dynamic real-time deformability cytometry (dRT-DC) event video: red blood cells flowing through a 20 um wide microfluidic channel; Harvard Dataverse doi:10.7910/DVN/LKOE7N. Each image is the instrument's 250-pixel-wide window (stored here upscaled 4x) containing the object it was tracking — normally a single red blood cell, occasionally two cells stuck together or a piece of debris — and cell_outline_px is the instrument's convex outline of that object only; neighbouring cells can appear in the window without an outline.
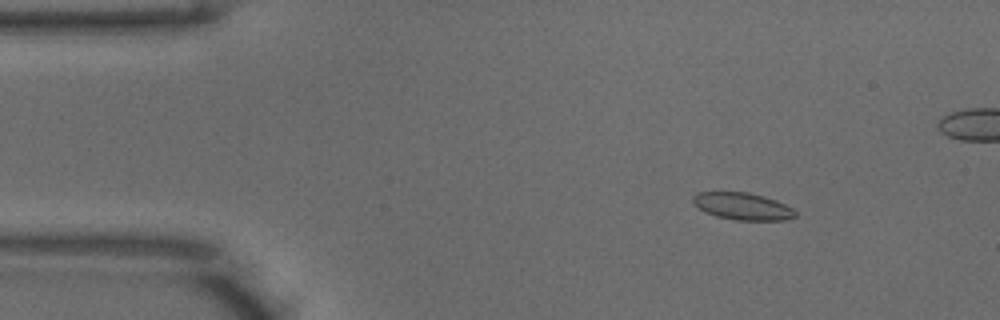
{"species": "common noctule bat (a hibernating species)", "species_latin": "Nyctalus noctula", "temperature_condition": "warm", "stored_images_in_passage": 49, "camera_frame_rate_fps": 3000, "um_per_image_px": 0.085, "animal": {"sex": "male", "body_mass_g": 18.8}, "frame": {"image": 1, "passage_image": 4, "time_ms": 1.0, "image_size_px": [1000, 320], "cell_outline_px": [[796, 216], [788, 220], [736, 220], [716, 216], [692, 204], [692, 196], [696, 192], [748, 192], [764, 196], [776, 200], [792, 208], [796, 212]], "centroid_in_image_um": [63.12, 17.53], "position_along_channel_um": 21.9, "area_um2": 16.18}}
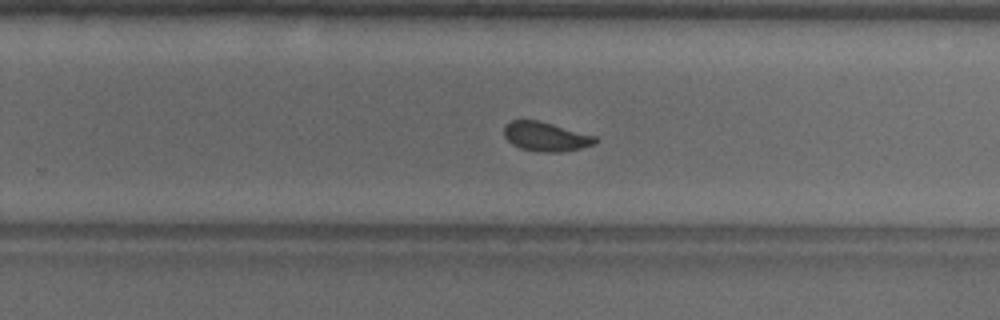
{"frame": {"image": 2, "passage_image": 29, "time_ms": 9.333, "image_size_px": [1000, 320], "cell_outline_px": [[600, 140], [596, 144], [580, 148], [560, 152], [544, 152], [520, 148], [512, 144], [504, 136], [504, 124], [512, 120], [540, 120], [596, 136]], "centroid_in_image_um": [46.41, 11.6], "position_along_channel_um": 283.4, "area_um2": 15.66}}
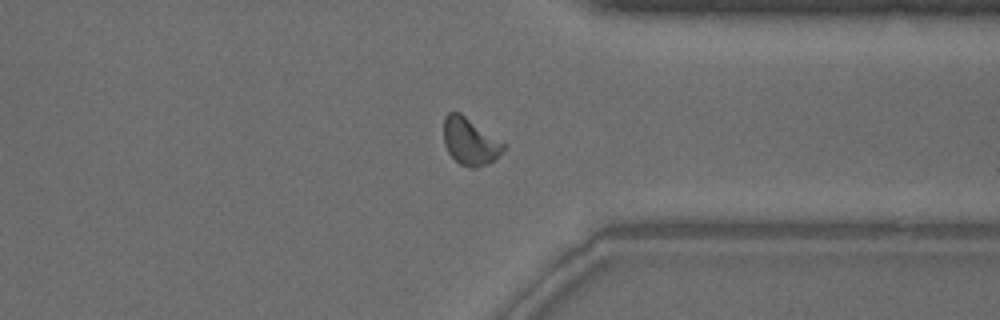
{"frame": {"image": 3, "passage_image": 36, "time_ms": 11.667, "image_size_px": [1000, 320], "cell_outline_px": [[508, 144], [488, 164], [476, 168], [468, 168], [460, 164], [448, 152], [444, 144], [444, 116], [448, 112], [460, 112]], "centroid_in_image_um": [39.95, 12.0], "position_along_channel_um": 371.4, "area_um2": 16.53}, "authors_computed_cell_mechanics": {"area_um2": 15.9528, "velocity_mm_per_s": 3.928, "shape_relaxation_time_tau1_ms": 3.6979, "shape_relaxation_time_tau2_ms": 0.7631, "deformation_change_tau1": 0.1082, "deformation_change_tau2": 0.0638}}